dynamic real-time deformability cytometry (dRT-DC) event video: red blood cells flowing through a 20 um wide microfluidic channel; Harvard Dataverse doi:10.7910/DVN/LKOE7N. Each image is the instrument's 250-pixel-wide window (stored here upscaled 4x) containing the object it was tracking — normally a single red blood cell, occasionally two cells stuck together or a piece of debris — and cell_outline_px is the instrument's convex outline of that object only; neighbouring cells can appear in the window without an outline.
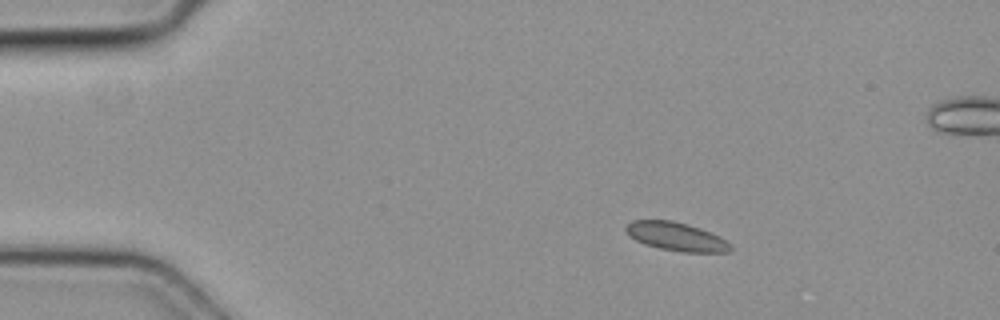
{"species": "common noctule bat (a hibernating species)", "species_latin": "Nyctalus noctula", "temperature_condition": "cold", "stored_images_in_passage": 5, "camera_frame_rate_fps": 3000, "um_per_image_px": 0.085, "animal": {"sex": "female", "body_mass_g": 19.3, "forearm_length_mm": 54.1}, "frame": {"image": 1, "passage_image": 2, "time_ms": 0.333, "image_size_px": [1000, 320], "cell_outline_px": [[732, 252], [680, 252], [660, 248], [644, 244], [628, 236], [624, 228], [632, 220], [672, 220], [688, 224], [712, 232], [720, 236], [732, 244]], "centroid_in_image_um": [57.51, 20.11], "position_along_channel_um": 27.5, "area_um2": 17.63}}